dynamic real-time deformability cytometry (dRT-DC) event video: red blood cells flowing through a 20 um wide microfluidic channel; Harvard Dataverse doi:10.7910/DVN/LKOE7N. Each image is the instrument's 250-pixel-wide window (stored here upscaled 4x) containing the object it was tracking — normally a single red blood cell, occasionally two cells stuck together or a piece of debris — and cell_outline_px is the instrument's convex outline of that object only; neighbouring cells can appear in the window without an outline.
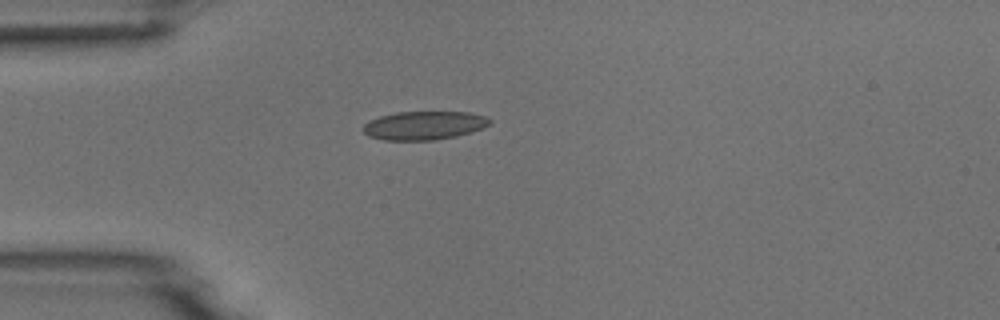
{"species": "common noctule bat (a hibernating species)", "species_latin": "Nyctalus noctula", "temperature_condition": "room temperature", "stored_images_in_passage": 6, "camera_frame_rate_fps": 3000, "um_per_image_px": 0.085, "animal": {"sex": "male", "body_mass_g": 18.8}, "frame": {"image": 1, "passage_image": 6, "time_ms": 6.0, "image_size_px": [1000, 320], "cell_outline_px": [[492, 120], [484, 128], [472, 132], [456, 136], [432, 140], [384, 140], [368, 136], [364, 132], [364, 124], [368, 120], [380, 116], [396, 112], [468, 112], [484, 116]], "centroid_in_image_um": [36.04, 10.66], "position_along_channel_um": 49.0, "area_um2": 21.04}}